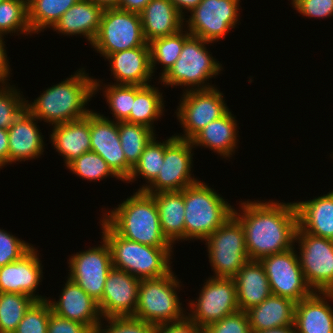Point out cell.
Masks as SVG:
<instances>
[{
  "mask_svg": "<svg viewBox=\"0 0 333 333\" xmlns=\"http://www.w3.org/2000/svg\"><path fill=\"white\" fill-rule=\"evenodd\" d=\"M263 201V202H262ZM239 201L233 216L244 229L245 245L250 260L282 253L294 248L298 229L294 202L264 200ZM280 202V203H279Z\"/></svg>",
  "mask_w": 333,
  "mask_h": 333,
  "instance_id": "6da1fadb",
  "label": "cell"
},
{
  "mask_svg": "<svg viewBox=\"0 0 333 333\" xmlns=\"http://www.w3.org/2000/svg\"><path fill=\"white\" fill-rule=\"evenodd\" d=\"M34 101L26 100L27 110L49 126L85 117L91 110L85 107L94 95V77L84 67L65 80L44 89Z\"/></svg>",
  "mask_w": 333,
  "mask_h": 333,
  "instance_id": "7a4b0ae2",
  "label": "cell"
},
{
  "mask_svg": "<svg viewBox=\"0 0 333 333\" xmlns=\"http://www.w3.org/2000/svg\"><path fill=\"white\" fill-rule=\"evenodd\" d=\"M101 218L120 236L152 247H173L163 235L154 198L136 191Z\"/></svg>",
  "mask_w": 333,
  "mask_h": 333,
  "instance_id": "3957f363",
  "label": "cell"
},
{
  "mask_svg": "<svg viewBox=\"0 0 333 333\" xmlns=\"http://www.w3.org/2000/svg\"><path fill=\"white\" fill-rule=\"evenodd\" d=\"M102 237L111 251L113 267L135 276L150 279L162 277L173 268V247H152L125 239L118 235L102 218H100Z\"/></svg>",
  "mask_w": 333,
  "mask_h": 333,
  "instance_id": "277c9868",
  "label": "cell"
},
{
  "mask_svg": "<svg viewBox=\"0 0 333 333\" xmlns=\"http://www.w3.org/2000/svg\"><path fill=\"white\" fill-rule=\"evenodd\" d=\"M208 185L199 180L184 188L185 241H204L233 215L234 206Z\"/></svg>",
  "mask_w": 333,
  "mask_h": 333,
  "instance_id": "5b68a950",
  "label": "cell"
},
{
  "mask_svg": "<svg viewBox=\"0 0 333 333\" xmlns=\"http://www.w3.org/2000/svg\"><path fill=\"white\" fill-rule=\"evenodd\" d=\"M213 44L200 37L190 35L174 65L159 80L164 87L181 86L183 92L205 90L215 87L209 80L223 71L222 64L208 51ZM208 81V82H207ZM184 86V87H183ZM186 87V88H185Z\"/></svg>",
  "mask_w": 333,
  "mask_h": 333,
  "instance_id": "8992f818",
  "label": "cell"
},
{
  "mask_svg": "<svg viewBox=\"0 0 333 333\" xmlns=\"http://www.w3.org/2000/svg\"><path fill=\"white\" fill-rule=\"evenodd\" d=\"M180 283L173 270L162 277L140 280L133 317L152 325L182 320L187 314L177 293L182 286Z\"/></svg>",
  "mask_w": 333,
  "mask_h": 333,
  "instance_id": "52a82bcc",
  "label": "cell"
},
{
  "mask_svg": "<svg viewBox=\"0 0 333 333\" xmlns=\"http://www.w3.org/2000/svg\"><path fill=\"white\" fill-rule=\"evenodd\" d=\"M204 241L213 277L234 278L250 260L244 229L233 215Z\"/></svg>",
  "mask_w": 333,
  "mask_h": 333,
  "instance_id": "ba28073f",
  "label": "cell"
},
{
  "mask_svg": "<svg viewBox=\"0 0 333 333\" xmlns=\"http://www.w3.org/2000/svg\"><path fill=\"white\" fill-rule=\"evenodd\" d=\"M149 45L144 38L140 13L104 8L99 30L91 46L104 57L119 51Z\"/></svg>",
  "mask_w": 333,
  "mask_h": 333,
  "instance_id": "9c48e42d",
  "label": "cell"
},
{
  "mask_svg": "<svg viewBox=\"0 0 333 333\" xmlns=\"http://www.w3.org/2000/svg\"><path fill=\"white\" fill-rule=\"evenodd\" d=\"M218 89L213 87L182 92L175 115L184 133L174 134L176 138L191 140L207 124L230 110L223 93Z\"/></svg>",
  "mask_w": 333,
  "mask_h": 333,
  "instance_id": "30bf717a",
  "label": "cell"
},
{
  "mask_svg": "<svg viewBox=\"0 0 333 333\" xmlns=\"http://www.w3.org/2000/svg\"><path fill=\"white\" fill-rule=\"evenodd\" d=\"M240 0H202L189 18H184V27L191 35L215 43L239 25ZM240 6V7H239Z\"/></svg>",
  "mask_w": 333,
  "mask_h": 333,
  "instance_id": "8fae6325",
  "label": "cell"
},
{
  "mask_svg": "<svg viewBox=\"0 0 333 333\" xmlns=\"http://www.w3.org/2000/svg\"><path fill=\"white\" fill-rule=\"evenodd\" d=\"M295 242L308 286L313 292H333V240L297 229Z\"/></svg>",
  "mask_w": 333,
  "mask_h": 333,
  "instance_id": "7c38bea8",
  "label": "cell"
},
{
  "mask_svg": "<svg viewBox=\"0 0 333 333\" xmlns=\"http://www.w3.org/2000/svg\"><path fill=\"white\" fill-rule=\"evenodd\" d=\"M200 287L199 297L190 300L186 315L205 328L222 318L240 311L234 278H216L212 275Z\"/></svg>",
  "mask_w": 333,
  "mask_h": 333,
  "instance_id": "4fadbf2b",
  "label": "cell"
},
{
  "mask_svg": "<svg viewBox=\"0 0 333 333\" xmlns=\"http://www.w3.org/2000/svg\"><path fill=\"white\" fill-rule=\"evenodd\" d=\"M193 149L191 140L179 139L174 135L166 137L163 166L143 191L147 194L181 191L198 182L191 172L194 165Z\"/></svg>",
  "mask_w": 333,
  "mask_h": 333,
  "instance_id": "5bb4252c",
  "label": "cell"
},
{
  "mask_svg": "<svg viewBox=\"0 0 333 333\" xmlns=\"http://www.w3.org/2000/svg\"><path fill=\"white\" fill-rule=\"evenodd\" d=\"M101 244L72 254L67 260L68 278L78 284L97 302L102 298L109 271L113 268L111 251L106 240Z\"/></svg>",
  "mask_w": 333,
  "mask_h": 333,
  "instance_id": "9a60e30c",
  "label": "cell"
},
{
  "mask_svg": "<svg viewBox=\"0 0 333 333\" xmlns=\"http://www.w3.org/2000/svg\"><path fill=\"white\" fill-rule=\"evenodd\" d=\"M295 248L263 257L259 261L267 275L272 294L297 303L309 297L313 290L304 278Z\"/></svg>",
  "mask_w": 333,
  "mask_h": 333,
  "instance_id": "2e32d148",
  "label": "cell"
},
{
  "mask_svg": "<svg viewBox=\"0 0 333 333\" xmlns=\"http://www.w3.org/2000/svg\"><path fill=\"white\" fill-rule=\"evenodd\" d=\"M90 137L91 151L99 154L121 181L125 182L133 167L126 161L121 148L118 122L91 110Z\"/></svg>",
  "mask_w": 333,
  "mask_h": 333,
  "instance_id": "e0dca14e",
  "label": "cell"
},
{
  "mask_svg": "<svg viewBox=\"0 0 333 333\" xmlns=\"http://www.w3.org/2000/svg\"><path fill=\"white\" fill-rule=\"evenodd\" d=\"M140 279L112 268L106 278L102 298L97 302L102 319L134 316Z\"/></svg>",
  "mask_w": 333,
  "mask_h": 333,
  "instance_id": "ac0fdd59",
  "label": "cell"
},
{
  "mask_svg": "<svg viewBox=\"0 0 333 333\" xmlns=\"http://www.w3.org/2000/svg\"><path fill=\"white\" fill-rule=\"evenodd\" d=\"M37 249L33 246L19 260L0 267V292L25 294L35 301L47 299L37 292L44 278V266Z\"/></svg>",
  "mask_w": 333,
  "mask_h": 333,
  "instance_id": "d6986e66",
  "label": "cell"
},
{
  "mask_svg": "<svg viewBox=\"0 0 333 333\" xmlns=\"http://www.w3.org/2000/svg\"><path fill=\"white\" fill-rule=\"evenodd\" d=\"M56 315L86 325L93 332L102 322L98 303L78 284L67 277L59 299L47 298Z\"/></svg>",
  "mask_w": 333,
  "mask_h": 333,
  "instance_id": "ffe728a7",
  "label": "cell"
},
{
  "mask_svg": "<svg viewBox=\"0 0 333 333\" xmlns=\"http://www.w3.org/2000/svg\"><path fill=\"white\" fill-rule=\"evenodd\" d=\"M106 59L116 81L114 84L145 86L153 79L149 45L109 54Z\"/></svg>",
  "mask_w": 333,
  "mask_h": 333,
  "instance_id": "44dd1931",
  "label": "cell"
},
{
  "mask_svg": "<svg viewBox=\"0 0 333 333\" xmlns=\"http://www.w3.org/2000/svg\"><path fill=\"white\" fill-rule=\"evenodd\" d=\"M38 119L26 110L8 128L9 165L38 159L44 152V137L39 129Z\"/></svg>",
  "mask_w": 333,
  "mask_h": 333,
  "instance_id": "7402d4cb",
  "label": "cell"
},
{
  "mask_svg": "<svg viewBox=\"0 0 333 333\" xmlns=\"http://www.w3.org/2000/svg\"><path fill=\"white\" fill-rule=\"evenodd\" d=\"M333 292H313L295 305L297 333H333Z\"/></svg>",
  "mask_w": 333,
  "mask_h": 333,
  "instance_id": "603a6c76",
  "label": "cell"
},
{
  "mask_svg": "<svg viewBox=\"0 0 333 333\" xmlns=\"http://www.w3.org/2000/svg\"><path fill=\"white\" fill-rule=\"evenodd\" d=\"M232 111H228L221 118L211 121L201 129L192 139L193 148H209L218 153L223 159L233 157L238 148L239 131L237 120ZM238 137V138H237Z\"/></svg>",
  "mask_w": 333,
  "mask_h": 333,
  "instance_id": "cb8c5ba5",
  "label": "cell"
},
{
  "mask_svg": "<svg viewBox=\"0 0 333 333\" xmlns=\"http://www.w3.org/2000/svg\"><path fill=\"white\" fill-rule=\"evenodd\" d=\"M51 145L63 157L64 166L91 151L90 112L83 118L52 127Z\"/></svg>",
  "mask_w": 333,
  "mask_h": 333,
  "instance_id": "d4e9b609",
  "label": "cell"
},
{
  "mask_svg": "<svg viewBox=\"0 0 333 333\" xmlns=\"http://www.w3.org/2000/svg\"><path fill=\"white\" fill-rule=\"evenodd\" d=\"M104 8L90 0H79L71 6L52 28L65 36H83L91 43L97 35Z\"/></svg>",
  "mask_w": 333,
  "mask_h": 333,
  "instance_id": "484cf974",
  "label": "cell"
},
{
  "mask_svg": "<svg viewBox=\"0 0 333 333\" xmlns=\"http://www.w3.org/2000/svg\"><path fill=\"white\" fill-rule=\"evenodd\" d=\"M294 203L298 229L333 240V190L322 196Z\"/></svg>",
  "mask_w": 333,
  "mask_h": 333,
  "instance_id": "4316f807",
  "label": "cell"
},
{
  "mask_svg": "<svg viewBox=\"0 0 333 333\" xmlns=\"http://www.w3.org/2000/svg\"><path fill=\"white\" fill-rule=\"evenodd\" d=\"M145 40L173 35L184 26V17L169 0H151L140 12Z\"/></svg>",
  "mask_w": 333,
  "mask_h": 333,
  "instance_id": "83f0119b",
  "label": "cell"
},
{
  "mask_svg": "<svg viewBox=\"0 0 333 333\" xmlns=\"http://www.w3.org/2000/svg\"><path fill=\"white\" fill-rule=\"evenodd\" d=\"M237 303L240 311L261 304L272 292L263 268L258 260H249L234 277Z\"/></svg>",
  "mask_w": 333,
  "mask_h": 333,
  "instance_id": "f1b7e54d",
  "label": "cell"
},
{
  "mask_svg": "<svg viewBox=\"0 0 333 333\" xmlns=\"http://www.w3.org/2000/svg\"><path fill=\"white\" fill-rule=\"evenodd\" d=\"M295 305L292 299L271 294L246 311L252 333L294 325Z\"/></svg>",
  "mask_w": 333,
  "mask_h": 333,
  "instance_id": "f546056e",
  "label": "cell"
},
{
  "mask_svg": "<svg viewBox=\"0 0 333 333\" xmlns=\"http://www.w3.org/2000/svg\"><path fill=\"white\" fill-rule=\"evenodd\" d=\"M157 205L163 235L174 246L185 240L184 189L150 194ZM183 240V241H182Z\"/></svg>",
  "mask_w": 333,
  "mask_h": 333,
  "instance_id": "4dcf8cb0",
  "label": "cell"
},
{
  "mask_svg": "<svg viewBox=\"0 0 333 333\" xmlns=\"http://www.w3.org/2000/svg\"><path fill=\"white\" fill-rule=\"evenodd\" d=\"M155 85H136V96L131 108L130 116L125 121L144 125L155 132L154 122L164 115V96Z\"/></svg>",
  "mask_w": 333,
  "mask_h": 333,
  "instance_id": "1f68e13d",
  "label": "cell"
},
{
  "mask_svg": "<svg viewBox=\"0 0 333 333\" xmlns=\"http://www.w3.org/2000/svg\"><path fill=\"white\" fill-rule=\"evenodd\" d=\"M79 0H27L28 24L33 34L52 29L61 16Z\"/></svg>",
  "mask_w": 333,
  "mask_h": 333,
  "instance_id": "d6a6232c",
  "label": "cell"
},
{
  "mask_svg": "<svg viewBox=\"0 0 333 333\" xmlns=\"http://www.w3.org/2000/svg\"><path fill=\"white\" fill-rule=\"evenodd\" d=\"M190 35L191 34L183 28L173 35L155 38L148 43L153 76L156 72L155 70H157L156 64H161V67L163 66L161 73H159L161 75L159 79L167 73L179 58L183 49V44Z\"/></svg>",
  "mask_w": 333,
  "mask_h": 333,
  "instance_id": "836d02e7",
  "label": "cell"
},
{
  "mask_svg": "<svg viewBox=\"0 0 333 333\" xmlns=\"http://www.w3.org/2000/svg\"><path fill=\"white\" fill-rule=\"evenodd\" d=\"M102 84L103 80L94 79V96L102 90L113 117L111 120L125 122L130 116L136 96V85L113 84V82L108 85Z\"/></svg>",
  "mask_w": 333,
  "mask_h": 333,
  "instance_id": "e575fe53",
  "label": "cell"
},
{
  "mask_svg": "<svg viewBox=\"0 0 333 333\" xmlns=\"http://www.w3.org/2000/svg\"><path fill=\"white\" fill-rule=\"evenodd\" d=\"M164 155L165 139L164 141H158L155 135L146 145L139 161L135 164L129 178L125 182L134 183V181H137V178L141 177L147 183H144L138 189V191H143L157 177L163 166Z\"/></svg>",
  "mask_w": 333,
  "mask_h": 333,
  "instance_id": "d590c367",
  "label": "cell"
},
{
  "mask_svg": "<svg viewBox=\"0 0 333 333\" xmlns=\"http://www.w3.org/2000/svg\"><path fill=\"white\" fill-rule=\"evenodd\" d=\"M118 130L126 161L134 167L146 145L157 134L144 125L128 122H118Z\"/></svg>",
  "mask_w": 333,
  "mask_h": 333,
  "instance_id": "8d00e7d4",
  "label": "cell"
},
{
  "mask_svg": "<svg viewBox=\"0 0 333 333\" xmlns=\"http://www.w3.org/2000/svg\"><path fill=\"white\" fill-rule=\"evenodd\" d=\"M10 33L31 36L28 24L27 0H5L0 3V36Z\"/></svg>",
  "mask_w": 333,
  "mask_h": 333,
  "instance_id": "74e56055",
  "label": "cell"
},
{
  "mask_svg": "<svg viewBox=\"0 0 333 333\" xmlns=\"http://www.w3.org/2000/svg\"><path fill=\"white\" fill-rule=\"evenodd\" d=\"M34 301L25 294L0 292V333H13Z\"/></svg>",
  "mask_w": 333,
  "mask_h": 333,
  "instance_id": "f35d334b",
  "label": "cell"
},
{
  "mask_svg": "<svg viewBox=\"0 0 333 333\" xmlns=\"http://www.w3.org/2000/svg\"><path fill=\"white\" fill-rule=\"evenodd\" d=\"M73 174L90 182L101 181L109 176L121 180L96 152L88 151L71 161L67 166Z\"/></svg>",
  "mask_w": 333,
  "mask_h": 333,
  "instance_id": "ab89813d",
  "label": "cell"
},
{
  "mask_svg": "<svg viewBox=\"0 0 333 333\" xmlns=\"http://www.w3.org/2000/svg\"><path fill=\"white\" fill-rule=\"evenodd\" d=\"M27 98L15 85H0V128H10L27 110Z\"/></svg>",
  "mask_w": 333,
  "mask_h": 333,
  "instance_id": "60d3db41",
  "label": "cell"
},
{
  "mask_svg": "<svg viewBox=\"0 0 333 333\" xmlns=\"http://www.w3.org/2000/svg\"><path fill=\"white\" fill-rule=\"evenodd\" d=\"M51 312L52 308L47 299L34 301L13 333H48Z\"/></svg>",
  "mask_w": 333,
  "mask_h": 333,
  "instance_id": "b9f144b4",
  "label": "cell"
},
{
  "mask_svg": "<svg viewBox=\"0 0 333 333\" xmlns=\"http://www.w3.org/2000/svg\"><path fill=\"white\" fill-rule=\"evenodd\" d=\"M106 321V325H104ZM155 325L133 316L102 319L94 333H154Z\"/></svg>",
  "mask_w": 333,
  "mask_h": 333,
  "instance_id": "7bdbcfd3",
  "label": "cell"
},
{
  "mask_svg": "<svg viewBox=\"0 0 333 333\" xmlns=\"http://www.w3.org/2000/svg\"><path fill=\"white\" fill-rule=\"evenodd\" d=\"M32 247L33 244L26 243L11 232L0 228V267L19 260Z\"/></svg>",
  "mask_w": 333,
  "mask_h": 333,
  "instance_id": "ee69618b",
  "label": "cell"
},
{
  "mask_svg": "<svg viewBox=\"0 0 333 333\" xmlns=\"http://www.w3.org/2000/svg\"><path fill=\"white\" fill-rule=\"evenodd\" d=\"M204 333H252L247 313L238 311L204 328Z\"/></svg>",
  "mask_w": 333,
  "mask_h": 333,
  "instance_id": "f6af8a7d",
  "label": "cell"
},
{
  "mask_svg": "<svg viewBox=\"0 0 333 333\" xmlns=\"http://www.w3.org/2000/svg\"><path fill=\"white\" fill-rule=\"evenodd\" d=\"M291 4L298 13L309 19L333 16V0H291Z\"/></svg>",
  "mask_w": 333,
  "mask_h": 333,
  "instance_id": "bcb514c9",
  "label": "cell"
},
{
  "mask_svg": "<svg viewBox=\"0 0 333 333\" xmlns=\"http://www.w3.org/2000/svg\"><path fill=\"white\" fill-rule=\"evenodd\" d=\"M48 333H94L90 328L77 321L69 320L50 313Z\"/></svg>",
  "mask_w": 333,
  "mask_h": 333,
  "instance_id": "7dc6e473",
  "label": "cell"
},
{
  "mask_svg": "<svg viewBox=\"0 0 333 333\" xmlns=\"http://www.w3.org/2000/svg\"><path fill=\"white\" fill-rule=\"evenodd\" d=\"M154 333H204V328L185 316L177 322L155 325Z\"/></svg>",
  "mask_w": 333,
  "mask_h": 333,
  "instance_id": "c3c4849f",
  "label": "cell"
},
{
  "mask_svg": "<svg viewBox=\"0 0 333 333\" xmlns=\"http://www.w3.org/2000/svg\"><path fill=\"white\" fill-rule=\"evenodd\" d=\"M6 44L4 41V37L0 36V85L10 84V76H11V67L9 58L7 57V52L5 48Z\"/></svg>",
  "mask_w": 333,
  "mask_h": 333,
  "instance_id": "681fc988",
  "label": "cell"
},
{
  "mask_svg": "<svg viewBox=\"0 0 333 333\" xmlns=\"http://www.w3.org/2000/svg\"><path fill=\"white\" fill-rule=\"evenodd\" d=\"M9 165L8 129L0 128V169Z\"/></svg>",
  "mask_w": 333,
  "mask_h": 333,
  "instance_id": "f907efd6",
  "label": "cell"
},
{
  "mask_svg": "<svg viewBox=\"0 0 333 333\" xmlns=\"http://www.w3.org/2000/svg\"><path fill=\"white\" fill-rule=\"evenodd\" d=\"M150 1L151 0H120L116 8L140 13Z\"/></svg>",
  "mask_w": 333,
  "mask_h": 333,
  "instance_id": "816d5d0a",
  "label": "cell"
},
{
  "mask_svg": "<svg viewBox=\"0 0 333 333\" xmlns=\"http://www.w3.org/2000/svg\"><path fill=\"white\" fill-rule=\"evenodd\" d=\"M178 12L185 18V13L191 12L202 0H169Z\"/></svg>",
  "mask_w": 333,
  "mask_h": 333,
  "instance_id": "f5cc1de1",
  "label": "cell"
},
{
  "mask_svg": "<svg viewBox=\"0 0 333 333\" xmlns=\"http://www.w3.org/2000/svg\"><path fill=\"white\" fill-rule=\"evenodd\" d=\"M256 333H297V332H296L295 326L294 325H290V326H285V327H281V328L265 330V331L256 332Z\"/></svg>",
  "mask_w": 333,
  "mask_h": 333,
  "instance_id": "db71d44e",
  "label": "cell"
},
{
  "mask_svg": "<svg viewBox=\"0 0 333 333\" xmlns=\"http://www.w3.org/2000/svg\"><path fill=\"white\" fill-rule=\"evenodd\" d=\"M103 8H114L118 6L120 0H90Z\"/></svg>",
  "mask_w": 333,
  "mask_h": 333,
  "instance_id": "11a10c76",
  "label": "cell"
}]
</instances>
